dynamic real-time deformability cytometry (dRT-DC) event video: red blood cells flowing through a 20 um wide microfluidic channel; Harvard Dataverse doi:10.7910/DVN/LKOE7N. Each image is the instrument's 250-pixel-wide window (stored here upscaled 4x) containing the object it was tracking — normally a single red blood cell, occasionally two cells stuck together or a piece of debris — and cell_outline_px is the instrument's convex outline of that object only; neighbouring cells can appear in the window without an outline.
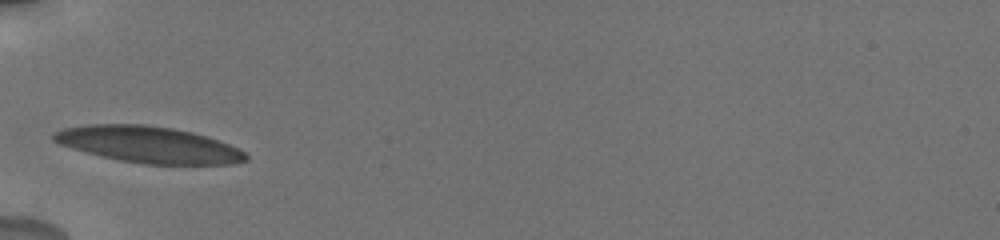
{"species": "human", "species_latin": "Homo sapiens", "temperature_condition": "cold", "stored_images_in_passage": 2, "camera_frame_rate_fps": 3000, "um_per_image_px": 0.085, "donor": {"sex": "male"}, "frame": {"image": 1, "passage_image": 1, "time_ms": 0.0, "image_size_px": [1000, 240], "cell_outline_px": [[248, 160], [232, 164], [144, 164], [120, 160], [100, 156], [72, 148], [60, 144], [52, 140], [52, 132], [64, 128], [88, 124], [144, 124], [172, 128], [192, 132], [228, 144], [244, 152], [248, 156]], "centroid_in_image_um": [12.59, 12.29], "position_along_channel_um": 72.4, "area_um2": 40.52}}